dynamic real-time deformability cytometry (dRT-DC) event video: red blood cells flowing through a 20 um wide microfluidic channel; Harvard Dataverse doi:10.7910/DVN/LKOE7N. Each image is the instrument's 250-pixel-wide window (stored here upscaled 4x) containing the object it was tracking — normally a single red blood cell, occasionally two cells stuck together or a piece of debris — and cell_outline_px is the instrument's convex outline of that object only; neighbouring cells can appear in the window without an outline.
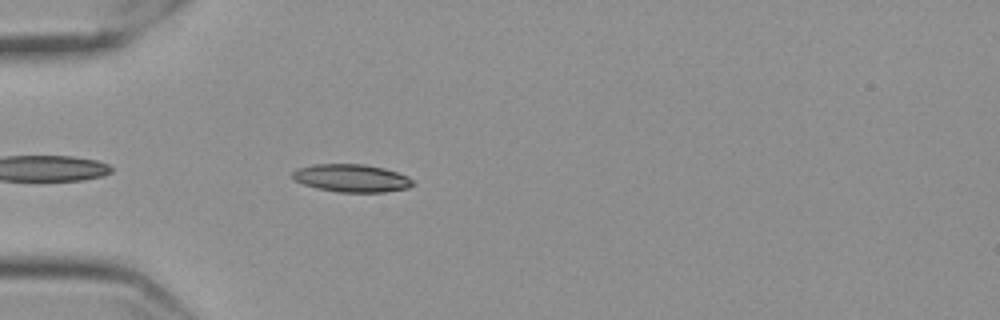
{"species": "Egyptian fruit bat (a non-hibernating species)", "species_latin": "Rousettus aegyptiacus", "temperature_condition": "cold", "stored_images_in_passage": 44, "camera_frame_rate_fps": 3000, "um_per_image_px": 0.085, "frame": {"image": 1, "passage_image": 4, "time_ms": 1.0, "image_size_px": [1000, 320], "cell_outline_px": [[416, 184], [408, 188], [384, 192], [340, 192], [316, 188], [292, 180], [288, 176], [296, 168], [316, 164], [364, 164], [384, 168], [408, 176]], "centroid_in_image_um": [29.84, 15.14], "position_along_channel_um": 55.2, "area_um2": 19.71}}
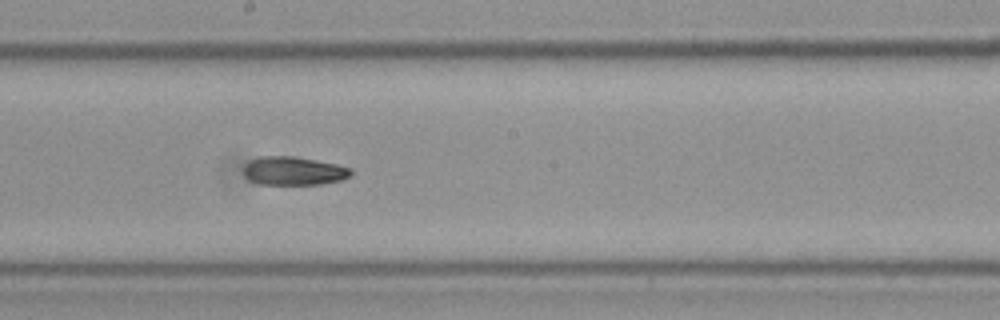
{"frame": {"image": 2, "passage_image": 19, "time_ms": 6.0, "image_size_px": [1000, 320], "cell_outline_px": [[352, 172], [344, 180], [320, 184], [260, 184], [248, 180], [244, 176], [244, 164], [260, 156], [292, 156], [336, 164], [352, 168]], "centroid_in_image_um": [24.95, 14.53], "position_along_channel_um": 223.3, "area_um2": 17.8}}
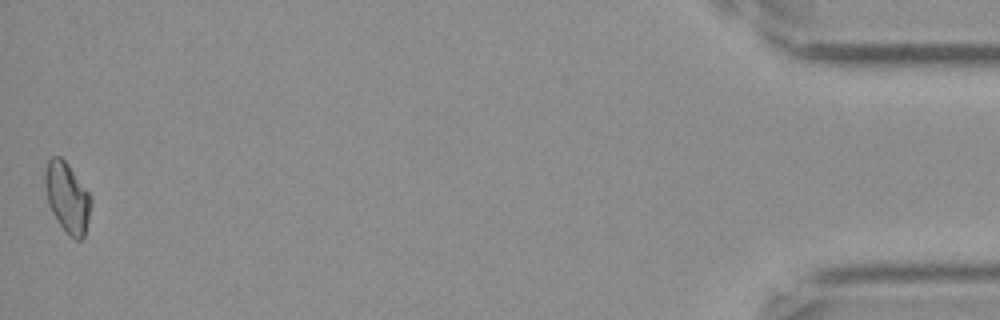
{"frame": {"image": 3, "passage_image": 44, "time_ms": 14.333, "image_size_px": [1000, 320], "cell_outline_px": [[92, 200], [88, 220], [84, 236], [80, 240], [76, 240], [56, 220], [48, 204], [44, 188], [44, 168], [48, 160], [52, 156], [60, 156], [68, 164], [92, 196]], "centroid_in_image_um": [5.7, 16.74], "position_along_channel_um": 429.5, "area_um2": 18.84}}